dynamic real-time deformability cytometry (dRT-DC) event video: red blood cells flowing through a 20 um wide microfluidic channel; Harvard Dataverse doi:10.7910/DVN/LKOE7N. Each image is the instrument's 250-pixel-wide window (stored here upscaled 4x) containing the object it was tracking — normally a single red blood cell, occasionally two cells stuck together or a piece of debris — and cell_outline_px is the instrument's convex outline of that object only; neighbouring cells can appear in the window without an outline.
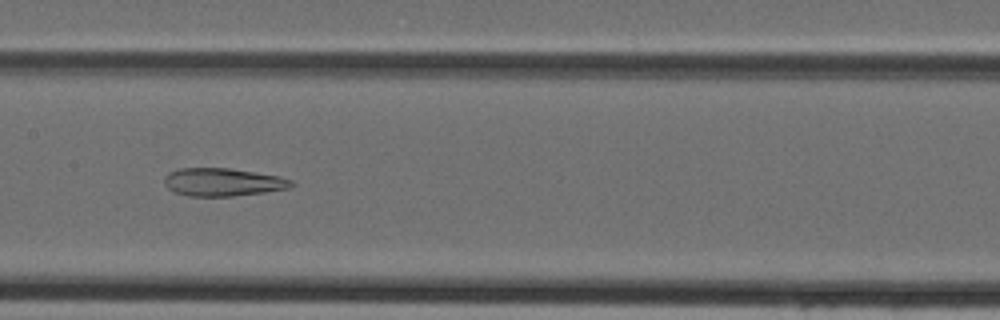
{"species": "Egyptian fruit bat (a non-hibernating species)", "species_latin": "Rousettus aegyptiacus", "temperature_condition": "cold", "stored_images_in_passage": 44, "camera_frame_rate_fps": 3000, "um_per_image_px": 0.085, "animal": {"sex": "female"}, "frame": {"image": 1, "passage_image": 22, "time_ms": 7.0, "image_size_px": [1000, 320], "cell_outline_px": [[296, 184], [292, 188], [264, 192], [232, 196], [188, 196], [176, 192], [168, 188], [164, 184], [164, 176], [168, 172], [180, 168], [228, 168], [280, 176], [292, 180]], "centroid_in_image_um": [18.96, 15.48], "position_along_channel_um": 188.4, "area_um2": 20.81}}
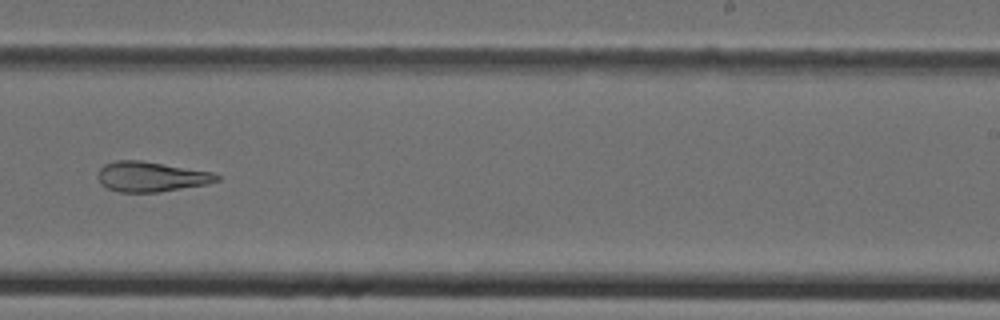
{"frame": {"image": 2, "passage_image": 28, "time_ms": 9.0, "image_size_px": [1000, 320], "cell_outline_px": [[220, 180], [208, 184], [156, 192], [120, 192], [108, 188], [100, 184], [96, 176], [100, 168], [104, 164], [116, 160], [140, 160], [212, 172], [220, 176]], "centroid_in_image_um": [12.81, 15.01], "position_along_channel_um": 276.2, "area_um2": 20.81}}
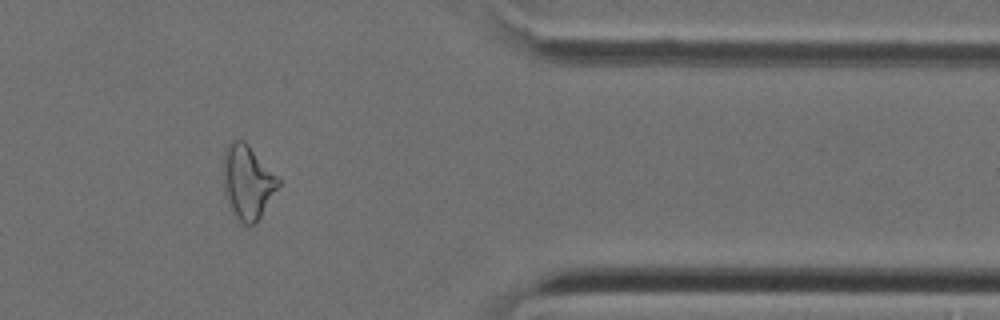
{"frame": {"image": 3, "passage_image": 37, "time_ms": 12.0, "image_size_px": [1000, 320], "cell_outline_px": [[280, 184], [256, 224], [244, 224], [232, 216], [224, 196], [224, 148], [232, 140], [244, 140], [248, 144], [280, 180]], "centroid_in_image_um": [21.01, 15.51], "position_along_channel_um": 390.4, "area_um2": 23.76}}